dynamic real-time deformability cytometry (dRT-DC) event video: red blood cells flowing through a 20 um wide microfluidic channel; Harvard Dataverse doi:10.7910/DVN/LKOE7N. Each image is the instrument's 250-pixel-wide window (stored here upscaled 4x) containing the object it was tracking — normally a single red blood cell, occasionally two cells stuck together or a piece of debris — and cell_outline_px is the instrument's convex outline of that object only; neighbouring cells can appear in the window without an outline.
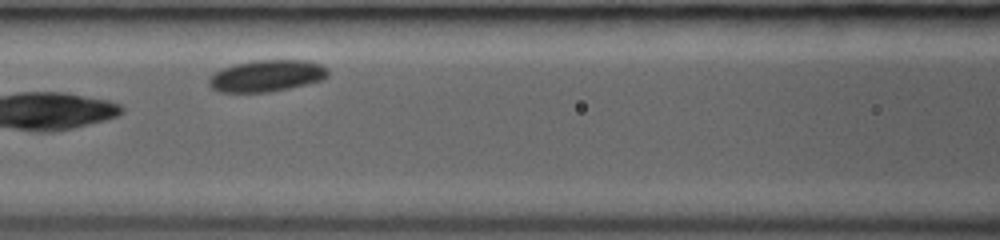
{"species": "common noctule bat (a hibernating species)", "species_latin": "Nyctalus noctula", "temperature_condition": "room temperature", "stored_images_in_passage": 22, "camera_frame_rate_fps": 3000, "um_per_image_px": 0.085, "animal": {"sex": "female", "body_mass_g": 19.0, "forearm_length_mm": 53.3}, "frame": {"image": 1, "passage_image": 15, "time_ms": 7.0, "image_size_px": [1000, 240], "cell_outline_px": [[328, 76], [324, 80], [288, 88], [268, 92], [220, 92], [212, 88], [208, 84], [208, 76], [220, 68], [232, 64], [252, 60], [308, 60], [324, 64], [328, 68]], "centroid_in_image_um": [22.66, 6.42], "position_along_channel_um": 143.9, "area_um2": 22.43}}
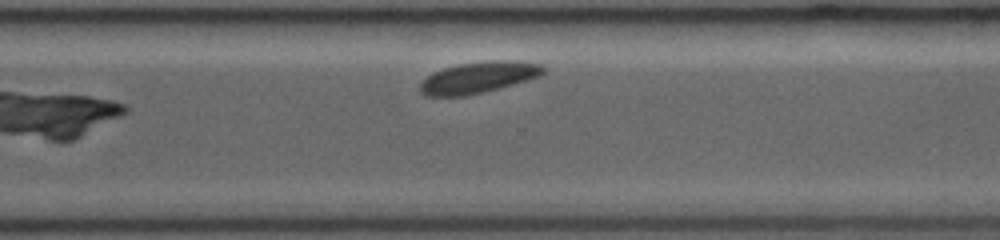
{"frame": {"image": 2, "passage_image": 22, "time_ms": 11.667, "image_size_px": [1000, 240], "cell_outline_px": [[544, 72], [540, 76], [528, 80], [464, 96], [424, 96], [420, 92], [420, 84], [432, 72], [444, 68], [460, 64], [492, 60], [508, 60], [540, 64], [544, 68]], "centroid_in_image_um": [40.64, 6.58], "position_along_channel_um": 330.0, "area_um2": 22.08}}